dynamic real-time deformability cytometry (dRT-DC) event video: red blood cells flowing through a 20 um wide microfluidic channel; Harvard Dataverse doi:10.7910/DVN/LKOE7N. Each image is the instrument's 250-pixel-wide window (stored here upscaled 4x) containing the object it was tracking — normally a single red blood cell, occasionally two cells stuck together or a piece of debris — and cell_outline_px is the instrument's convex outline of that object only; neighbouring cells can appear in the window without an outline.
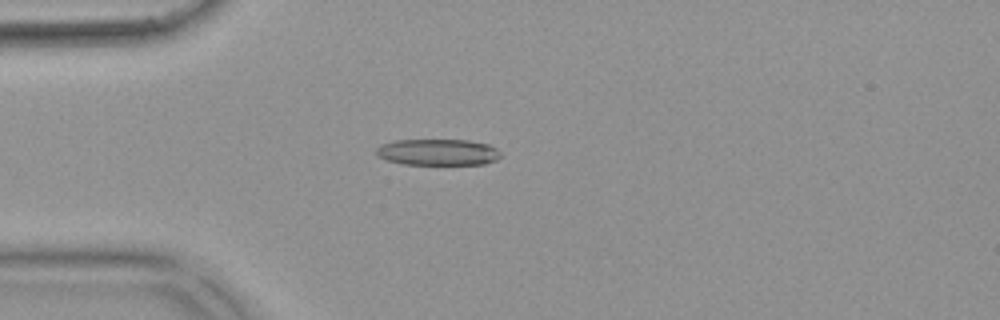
{"species": "common noctule bat (a hibernating species)", "species_latin": "Nyctalus noctula", "temperature_condition": "warm", "stored_images_in_passage": 55, "camera_frame_rate_fps": 3000, "um_per_image_px": 0.085, "animal": {"sex": "female", "body_mass_g": 18.4}, "frame": {"image": 1, "passage_image": 15, "time_ms": 4.667, "image_size_px": [1000, 320], "cell_outline_px": [[500, 156], [496, 160], [484, 164], [400, 164], [376, 156], [376, 148], [380, 144], [396, 140], [468, 140], [488, 144], [496, 148], [500, 152]], "centroid_in_image_um": [37.19, 12.93], "position_along_channel_um": 47.8, "area_um2": 19.13}}
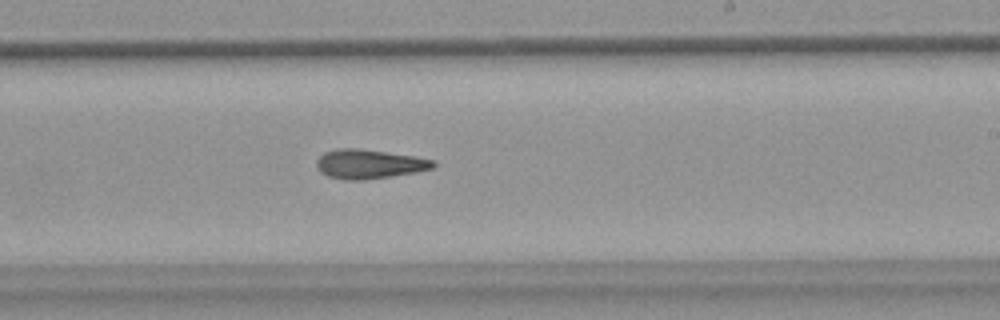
{"frame": {"image": 2, "passage_image": 33, "time_ms": 10.667, "image_size_px": [1000, 320], "cell_outline_px": [[436, 164], [432, 168], [416, 172], [392, 176], [364, 180], [344, 180], [328, 176], [320, 172], [316, 168], [316, 160], [324, 152], [340, 148], [356, 148], [416, 156], [436, 160]], "centroid_in_image_um": [31.37, 13.94], "position_along_channel_um": 257.6, "area_um2": 20.0}}
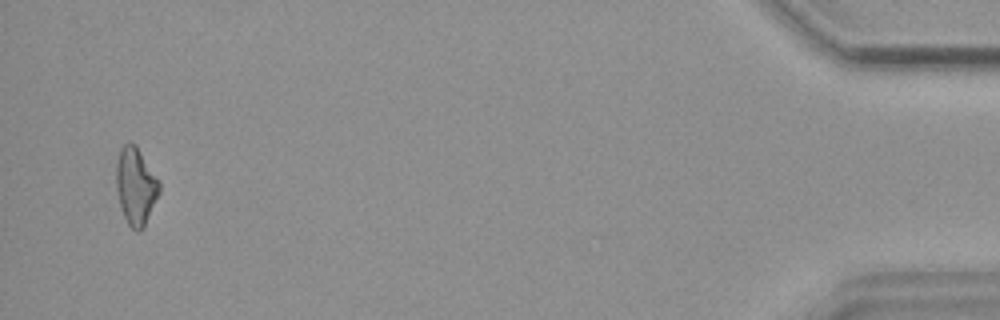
{"frame": {"image": 3, "passage_image": 53, "time_ms": 17.333, "image_size_px": [1000, 320], "cell_outline_px": [[160, 192], [144, 228], [140, 232], [136, 232], [128, 224], [120, 208], [116, 188], [116, 164], [120, 148], [124, 144], [136, 144], [160, 180]], "centroid_in_image_um": [11.55, 15.84], "position_along_channel_um": 423.7, "area_um2": 19.71}}